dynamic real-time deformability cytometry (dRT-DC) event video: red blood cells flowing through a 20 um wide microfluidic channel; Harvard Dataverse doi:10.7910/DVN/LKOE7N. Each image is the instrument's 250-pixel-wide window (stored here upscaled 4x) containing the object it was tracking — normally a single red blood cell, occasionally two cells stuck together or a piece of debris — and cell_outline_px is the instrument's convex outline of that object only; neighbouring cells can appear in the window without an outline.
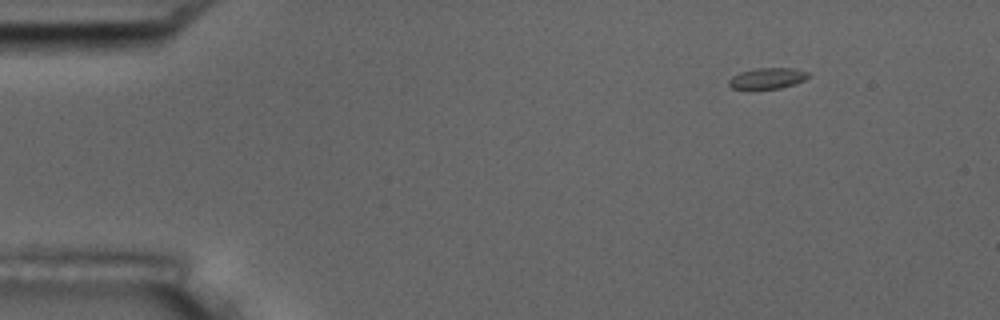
{"species": "common noctule bat (a hibernating species)", "species_latin": "Nyctalus noctula", "temperature_condition": "room temperature", "stored_images_in_passage": 6, "camera_frame_rate_fps": 3000, "um_per_image_px": 0.085, "animal": {"sex": "male", "body_mass_g": 17.5, "forearm_length_mm": 52.3}, "frame": {"image": 1, "passage_image": 3, "time_ms": 2.333, "image_size_px": [1000, 320], "cell_outline_px": [[808, 76], [804, 80], [780, 88], [748, 92], [732, 88], [728, 84], [728, 80], [732, 76], [740, 72], [756, 68], [792, 68], [808, 72]], "centroid_in_image_um": [65.12, 6.7], "position_along_channel_um": 19.9, "area_um2": 10.12}}